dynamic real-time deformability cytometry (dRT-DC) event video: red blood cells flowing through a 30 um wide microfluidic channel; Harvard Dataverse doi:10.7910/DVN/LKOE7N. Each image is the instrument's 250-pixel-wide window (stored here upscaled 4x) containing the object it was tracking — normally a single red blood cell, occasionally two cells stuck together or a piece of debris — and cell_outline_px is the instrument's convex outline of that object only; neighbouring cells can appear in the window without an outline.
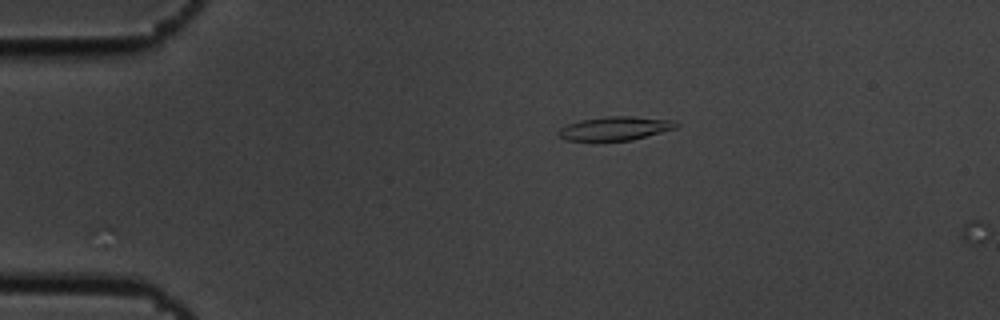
{"species": "common noctule bat (a hibernating species)", "species_latin": "Nyctalus noctula", "temperature_condition": "cold", "stored_images_in_passage": 2, "camera_frame_rate_fps": 3000, "um_per_image_px": 0.085, "animal": {"sex": "male", "body_mass_g": 19.5, "forearm_length_mm": 54.6}, "frame": {"image": 1, "passage_image": 1, "time_ms": 0.0, "image_size_px": [1000, 320], "cell_outline_px": [[680, 124], [676, 128], [632, 140], [564, 140], [556, 132], [560, 128], [568, 124], [580, 120], [608, 116], [632, 116], [676, 120]], "centroid_in_image_um": [52.32, 10.9], "position_along_channel_um": 32.7, "area_um2": 16.24}}